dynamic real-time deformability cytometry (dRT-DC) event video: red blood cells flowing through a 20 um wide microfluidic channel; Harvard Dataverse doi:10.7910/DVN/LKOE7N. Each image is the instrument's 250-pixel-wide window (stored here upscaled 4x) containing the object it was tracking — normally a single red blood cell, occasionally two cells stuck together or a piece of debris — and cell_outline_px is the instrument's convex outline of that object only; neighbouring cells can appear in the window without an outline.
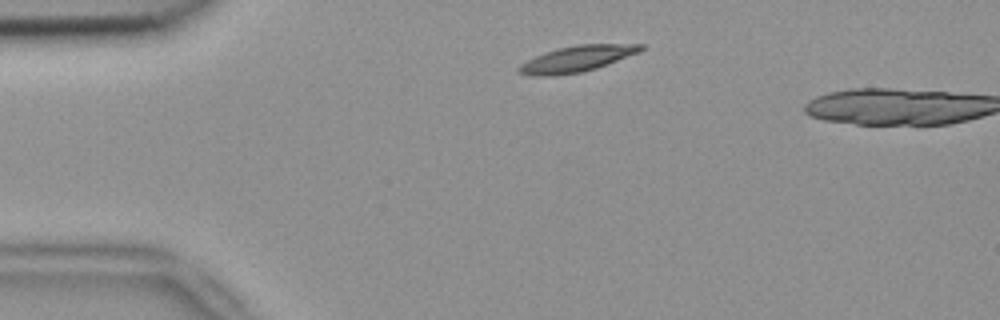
{"species": "common noctule bat (a hibernating species)", "species_latin": "Nyctalus noctula", "temperature_condition": "room temperature", "stored_images_in_passage": 2, "camera_frame_rate_fps": 3000, "um_per_image_px": 0.085, "animal": {"sex": "female", "body_mass_g": 18.4}, "frame": {"image": 1, "passage_image": 1, "time_ms": 0.0, "image_size_px": [1000, 320], "cell_outline_px": [[644, 48], [640, 52], [596, 68], [580, 72], [548, 76], [532, 76], [520, 72], [516, 68], [520, 64], [544, 52], [576, 44], [644, 44]], "centroid_in_image_um": [49.04, 4.99], "position_along_channel_um": 36.0, "area_um2": 18.26}}